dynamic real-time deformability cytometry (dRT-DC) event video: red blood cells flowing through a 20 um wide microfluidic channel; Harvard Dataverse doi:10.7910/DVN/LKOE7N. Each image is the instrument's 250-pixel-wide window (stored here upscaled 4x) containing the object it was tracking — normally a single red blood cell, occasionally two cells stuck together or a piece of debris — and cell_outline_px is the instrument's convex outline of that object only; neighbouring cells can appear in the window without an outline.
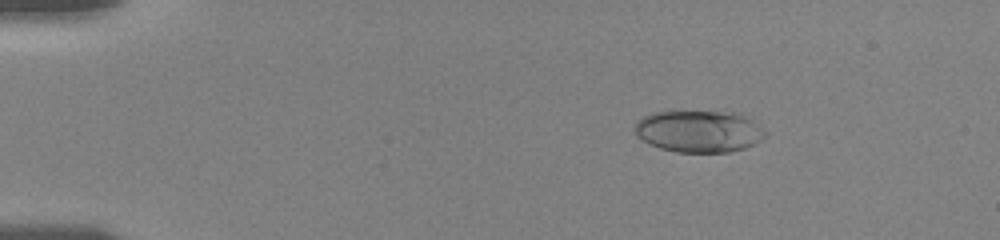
{"species": "human", "species_latin": "Homo sapiens", "temperature_condition": "room temperature", "stored_images_in_passage": 54, "camera_frame_rate_fps": 3000, "um_per_image_px": 0.085, "donor": {"sex": "female"}, "frame": {"image": 1, "passage_image": 8, "time_ms": 3.0, "image_size_px": [1000, 240], "cell_outline_px": [[768, 136], [744, 148], [728, 152], [676, 152], [660, 148], [636, 136], [632, 132], [632, 128], [636, 120], [652, 112], [740, 112], [752, 120], [768, 132]], "centroid_in_image_um": [59.4, 11.15], "position_along_channel_um": 25.6, "area_um2": 32.08}}
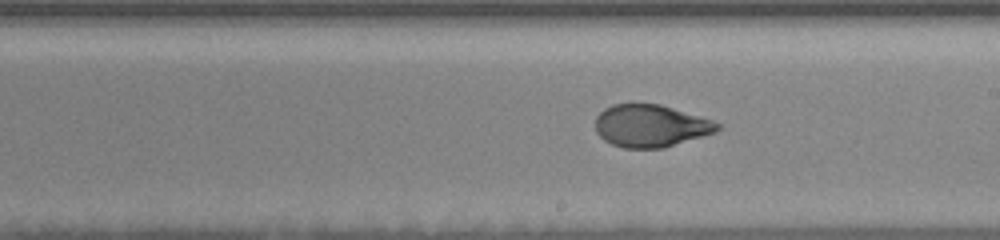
{"frame": {"image": 2, "passage_image": 30, "time_ms": 11.0, "image_size_px": [1000, 240], "cell_outline_px": [[724, 124], [716, 132], [664, 148], [624, 148], [612, 144], [604, 140], [596, 132], [596, 116], [604, 108], [612, 104], [660, 104], [712, 120]], "centroid_in_image_um": [55.31, 10.7], "position_along_channel_um": 233.7, "area_um2": 30.17}}
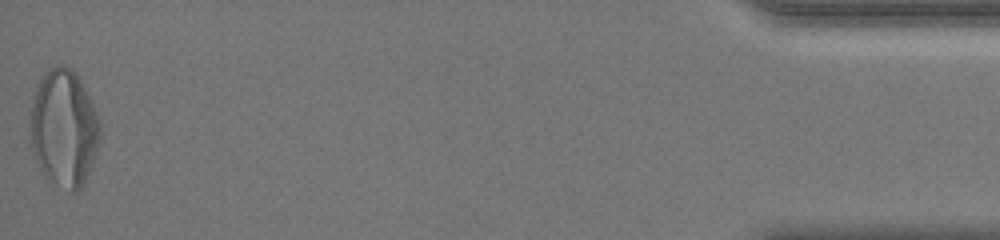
{"frame": {"image": 3, "passage_image": 54, "time_ms": 18.667, "image_size_px": [1000, 240], "cell_outline_px": [[100, 140], [84, 180], [80, 188], [76, 192], [72, 192], [48, 180], [44, 176], [36, 160], [32, 148], [32, 100], [40, 76], [56, 64], [64, 64], [72, 68], [76, 72], [100, 120]], "centroid_in_image_um": [5.43, 10.86], "position_along_channel_um": 429.8, "area_um2": 47.05}, "authors_computed_cell_mechanics": {"area_um2": 31.6455, "velocity_mm_per_s": 3.6399, "shape_relaxation_time_tau1_ms": 5.2598, "shape_relaxation_time_tau2_ms": 0.8465, "deformation_change_tau1": 0.2043, "deformation_change_tau2": 0.0526}}